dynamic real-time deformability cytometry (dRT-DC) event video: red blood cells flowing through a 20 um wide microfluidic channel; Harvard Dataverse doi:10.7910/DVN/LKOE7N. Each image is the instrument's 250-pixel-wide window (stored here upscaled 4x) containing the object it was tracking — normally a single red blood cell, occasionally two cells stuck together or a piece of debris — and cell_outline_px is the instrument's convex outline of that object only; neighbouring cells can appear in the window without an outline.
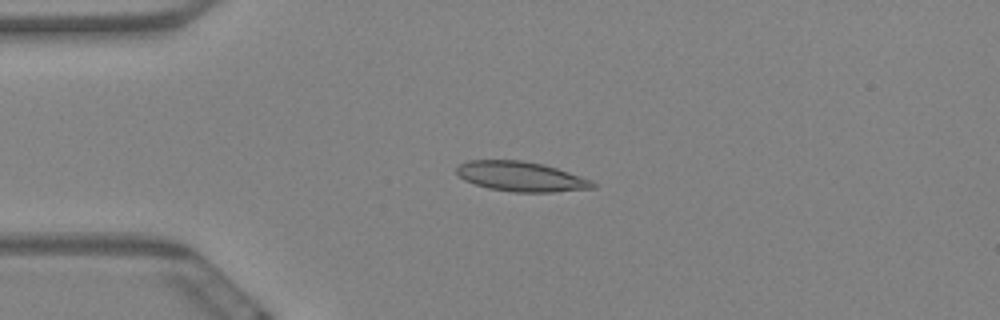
{"species": "Egyptian fruit bat (a non-hibernating species)", "species_latin": "Rousettus aegyptiacus", "temperature_condition": "warm", "stored_images_in_passage": 51, "camera_frame_rate_fps": 3000, "um_per_image_px": 0.085, "animal": {"sex": "female"}, "frame": {"image": 1, "passage_image": 6, "time_ms": 1.667, "image_size_px": [1000, 320], "cell_outline_px": [[596, 188], [552, 192], [512, 192], [488, 188], [464, 180], [456, 172], [456, 168], [460, 164], [468, 160], [520, 160], [544, 164], [592, 180], [596, 184]], "centroid_in_image_um": [44.29, 15.0], "position_along_channel_um": 40.7, "area_um2": 23.64}}
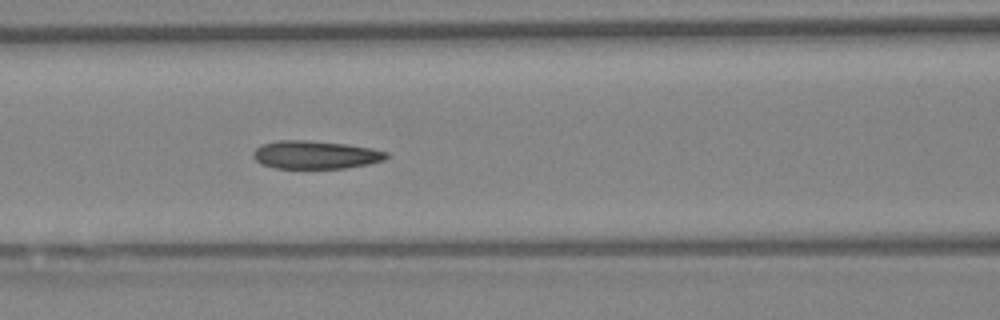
{"frame": {"image": 2, "passage_image": 17, "time_ms": 5.333, "image_size_px": [1000, 320], "cell_outline_px": [[388, 156], [384, 160], [368, 164], [344, 168], [276, 168], [260, 164], [252, 156], [252, 152], [256, 148], [264, 144], [280, 140], [304, 140], [348, 144], [372, 148], [388, 152]], "centroid_in_image_um": [26.81, 13.16], "position_along_channel_um": 139.8, "area_um2": 21.79}}
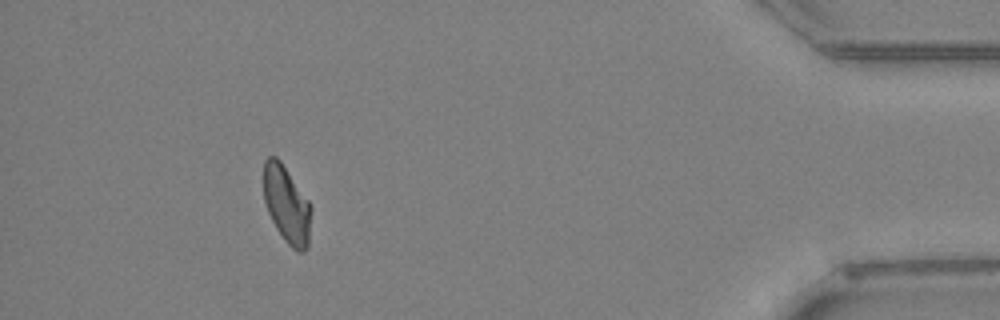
{"frame": {"image": 3, "passage_image": 46, "time_ms": 15.0, "image_size_px": [1000, 320], "cell_outline_px": [[312, 212], [308, 248], [304, 252], [296, 252], [284, 240], [276, 228], [268, 212], [264, 200], [264, 160], [268, 156], [276, 156], [280, 160], [308, 200], [312, 208]], "centroid_in_image_um": [24.39, 17.42], "position_along_channel_um": 410.8, "area_um2": 21.5}, "authors_computed_cell_mechanics": {"area_um2": 21.9062, "velocity_mm_per_s": 3.4156, "shape_relaxation_time_tau1_ms": null, "shape_relaxation_time_tau2_ms": 4.9567, "deformation_change_tau1": null, "deformation_change_tau2": 0.1151}}